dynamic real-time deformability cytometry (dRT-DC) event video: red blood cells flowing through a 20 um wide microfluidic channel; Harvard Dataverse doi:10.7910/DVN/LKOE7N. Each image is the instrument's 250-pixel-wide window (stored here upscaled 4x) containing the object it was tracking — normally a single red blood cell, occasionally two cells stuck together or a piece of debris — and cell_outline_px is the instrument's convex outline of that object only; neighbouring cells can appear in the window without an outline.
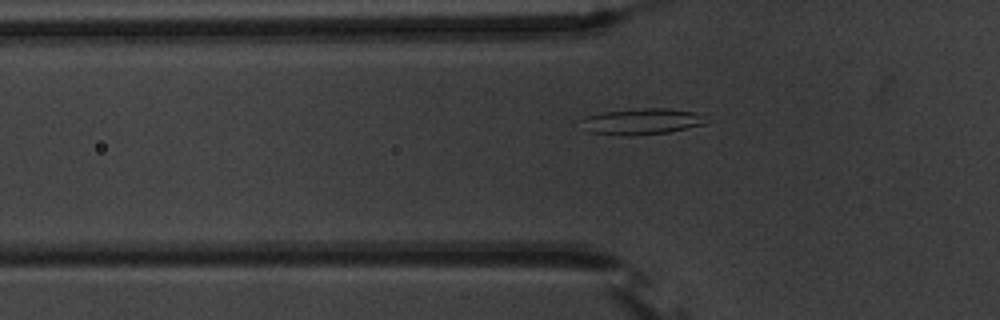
{"species": "common noctule bat (a hibernating species)", "species_latin": "Nyctalus noctula", "temperature_condition": "warm", "stored_images_in_passage": 40, "camera_frame_rate_fps": 3000, "um_per_image_px": 0.085, "animal": {"sex": "male", "body_mass_g": 20.1, "forearm_length_mm": 53.5}, "frame": {"image": 1, "passage_image": 4, "time_ms": 1.0, "image_size_px": [1000, 320], "cell_outline_px": [[704, 124], [668, 132], [628, 136], [588, 132], [580, 120], [588, 116], [604, 112], [644, 108], [668, 108], [696, 112]], "centroid_in_image_um": [54.48, 10.33], "position_along_channel_um": 71.3, "area_um2": 18.44}}
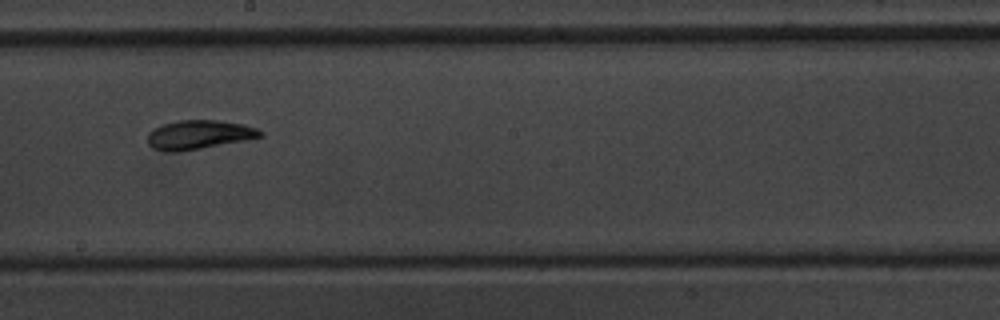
{"frame": {"image": 2, "passage_image": 17, "time_ms": 5.333, "image_size_px": [1000, 320], "cell_outline_px": [[264, 136], [248, 140], [180, 152], [172, 152], [152, 148], [148, 144], [148, 132], [152, 128], [176, 120], [216, 120], [244, 124], [256, 128], [264, 132]], "centroid_in_image_um": [16.92, 11.45], "position_along_channel_um": 231.3, "area_um2": 19.31}}
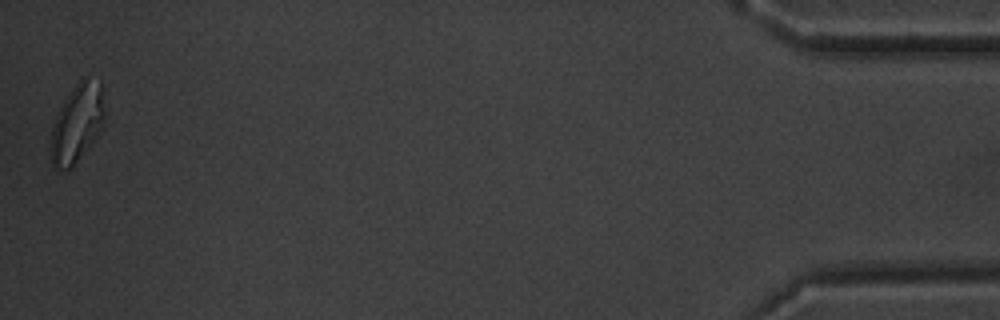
{"frame": {"image": 3, "passage_image": 40, "time_ms": 13.0, "image_size_px": [1000, 320], "cell_outline_px": [[104, 124], [96, 136], [72, 168], [68, 172], [56, 168], [52, 164], [48, 148], [52, 128], [56, 116], [64, 100], [76, 84], [84, 76], [88, 76], [100, 80], [104, 88]], "centroid_in_image_um": [6.55, 10.47], "position_along_channel_um": 428.6, "area_um2": 25.09}, "authors_computed_cell_mechanics": {"area_um2": 18.6116, "velocity_mm_per_s": 3.6858, "shape_relaxation_time_tau1_ms": 4.3155, "shape_relaxation_time_tau2_ms": 2.1411, "deformation_change_tau1": 0.1425, "deformation_change_tau2": 0.0731}}